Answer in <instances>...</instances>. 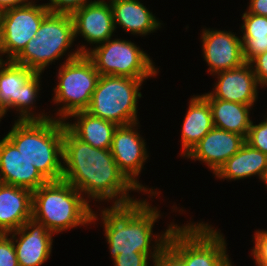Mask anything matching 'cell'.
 <instances>
[{"instance_id":"cell-1","label":"cell","mask_w":267,"mask_h":266,"mask_svg":"<svg viewBox=\"0 0 267 266\" xmlns=\"http://www.w3.org/2000/svg\"><path fill=\"white\" fill-rule=\"evenodd\" d=\"M62 158V180L76 188L88 202L91 198L102 202L112 200V206H127L140 200L129 196V191L140 190L119 170L110 149L84 143L65 123Z\"/></svg>"},{"instance_id":"cell-2","label":"cell","mask_w":267,"mask_h":266,"mask_svg":"<svg viewBox=\"0 0 267 266\" xmlns=\"http://www.w3.org/2000/svg\"><path fill=\"white\" fill-rule=\"evenodd\" d=\"M100 214L112 259L121 253L139 252L153 260L177 225L171 222L161 236L155 235L152 229L161 215L158 208L152 207L146 199L127 206L103 208Z\"/></svg>"},{"instance_id":"cell-3","label":"cell","mask_w":267,"mask_h":266,"mask_svg":"<svg viewBox=\"0 0 267 266\" xmlns=\"http://www.w3.org/2000/svg\"><path fill=\"white\" fill-rule=\"evenodd\" d=\"M5 135L47 181L62 180L64 121L16 120Z\"/></svg>"},{"instance_id":"cell-4","label":"cell","mask_w":267,"mask_h":266,"mask_svg":"<svg viewBox=\"0 0 267 266\" xmlns=\"http://www.w3.org/2000/svg\"><path fill=\"white\" fill-rule=\"evenodd\" d=\"M32 219L53 234L98 220L89 202L70 183L48 181L32 192Z\"/></svg>"},{"instance_id":"cell-5","label":"cell","mask_w":267,"mask_h":266,"mask_svg":"<svg viewBox=\"0 0 267 266\" xmlns=\"http://www.w3.org/2000/svg\"><path fill=\"white\" fill-rule=\"evenodd\" d=\"M60 66L58 85L53 88V102L62 106L58 108L57 119L66 121L71 114L88 109L100 74L93 62L79 50L68 53Z\"/></svg>"},{"instance_id":"cell-6","label":"cell","mask_w":267,"mask_h":266,"mask_svg":"<svg viewBox=\"0 0 267 266\" xmlns=\"http://www.w3.org/2000/svg\"><path fill=\"white\" fill-rule=\"evenodd\" d=\"M224 236L208 223L176 225L167 245L185 266H232Z\"/></svg>"},{"instance_id":"cell-7","label":"cell","mask_w":267,"mask_h":266,"mask_svg":"<svg viewBox=\"0 0 267 266\" xmlns=\"http://www.w3.org/2000/svg\"><path fill=\"white\" fill-rule=\"evenodd\" d=\"M74 40L71 14L49 12L43 18L36 36L29 40L13 61L42 74L47 66L64 56Z\"/></svg>"},{"instance_id":"cell-8","label":"cell","mask_w":267,"mask_h":266,"mask_svg":"<svg viewBox=\"0 0 267 266\" xmlns=\"http://www.w3.org/2000/svg\"><path fill=\"white\" fill-rule=\"evenodd\" d=\"M144 80L100 75L86 111L118 126L138 122L137 101L142 97L139 91Z\"/></svg>"},{"instance_id":"cell-9","label":"cell","mask_w":267,"mask_h":266,"mask_svg":"<svg viewBox=\"0 0 267 266\" xmlns=\"http://www.w3.org/2000/svg\"><path fill=\"white\" fill-rule=\"evenodd\" d=\"M85 46L82 45L77 50L93 62L100 75L148 79L159 73L150 56L129 40L110 38L91 49Z\"/></svg>"},{"instance_id":"cell-10","label":"cell","mask_w":267,"mask_h":266,"mask_svg":"<svg viewBox=\"0 0 267 266\" xmlns=\"http://www.w3.org/2000/svg\"><path fill=\"white\" fill-rule=\"evenodd\" d=\"M41 73L16 64L13 60H4L0 64V102L8 112L15 109L19 113L17 120H47L53 116L33 113V106L40 91ZM33 107V108H32ZM9 109V110H8ZM33 109V110H32ZM35 114V115H34Z\"/></svg>"},{"instance_id":"cell-11","label":"cell","mask_w":267,"mask_h":266,"mask_svg":"<svg viewBox=\"0 0 267 266\" xmlns=\"http://www.w3.org/2000/svg\"><path fill=\"white\" fill-rule=\"evenodd\" d=\"M50 12L46 3L25 4L6 9L0 16V54L3 59L14 60L26 47L30 39L36 36L43 18Z\"/></svg>"},{"instance_id":"cell-12","label":"cell","mask_w":267,"mask_h":266,"mask_svg":"<svg viewBox=\"0 0 267 266\" xmlns=\"http://www.w3.org/2000/svg\"><path fill=\"white\" fill-rule=\"evenodd\" d=\"M138 122L119 125L113 135L110 151L119 170L126 176V178L140 190V192H146L148 195L156 196L157 190L140 184L138 176L143 169V164L148 159L146 142L138 132ZM153 190V191H152Z\"/></svg>"},{"instance_id":"cell-13","label":"cell","mask_w":267,"mask_h":266,"mask_svg":"<svg viewBox=\"0 0 267 266\" xmlns=\"http://www.w3.org/2000/svg\"><path fill=\"white\" fill-rule=\"evenodd\" d=\"M235 35L231 31L203 29L202 54L211 75L245 63L241 37Z\"/></svg>"},{"instance_id":"cell-14","label":"cell","mask_w":267,"mask_h":266,"mask_svg":"<svg viewBox=\"0 0 267 266\" xmlns=\"http://www.w3.org/2000/svg\"><path fill=\"white\" fill-rule=\"evenodd\" d=\"M8 235L12 238L19 266H41L51 255L54 234L44 224L30 219Z\"/></svg>"},{"instance_id":"cell-15","label":"cell","mask_w":267,"mask_h":266,"mask_svg":"<svg viewBox=\"0 0 267 266\" xmlns=\"http://www.w3.org/2000/svg\"><path fill=\"white\" fill-rule=\"evenodd\" d=\"M74 38L82 36L86 42L99 45L112 37L115 30L110 2L94 0L72 14Z\"/></svg>"},{"instance_id":"cell-16","label":"cell","mask_w":267,"mask_h":266,"mask_svg":"<svg viewBox=\"0 0 267 266\" xmlns=\"http://www.w3.org/2000/svg\"><path fill=\"white\" fill-rule=\"evenodd\" d=\"M244 143V136L213 127L185 157L204 162L215 174Z\"/></svg>"},{"instance_id":"cell-17","label":"cell","mask_w":267,"mask_h":266,"mask_svg":"<svg viewBox=\"0 0 267 266\" xmlns=\"http://www.w3.org/2000/svg\"><path fill=\"white\" fill-rule=\"evenodd\" d=\"M217 75V82L209 94L215 99L236 102L245 105H254L258 99V82L250 63L221 71Z\"/></svg>"},{"instance_id":"cell-18","label":"cell","mask_w":267,"mask_h":266,"mask_svg":"<svg viewBox=\"0 0 267 266\" xmlns=\"http://www.w3.org/2000/svg\"><path fill=\"white\" fill-rule=\"evenodd\" d=\"M0 182L33 192L48 181L5 136L0 140Z\"/></svg>"},{"instance_id":"cell-19","label":"cell","mask_w":267,"mask_h":266,"mask_svg":"<svg viewBox=\"0 0 267 266\" xmlns=\"http://www.w3.org/2000/svg\"><path fill=\"white\" fill-rule=\"evenodd\" d=\"M32 219V191L0 183V234H9Z\"/></svg>"},{"instance_id":"cell-20","label":"cell","mask_w":267,"mask_h":266,"mask_svg":"<svg viewBox=\"0 0 267 266\" xmlns=\"http://www.w3.org/2000/svg\"><path fill=\"white\" fill-rule=\"evenodd\" d=\"M115 29L119 25L133 35L146 36L161 27L156 16L139 0H110Z\"/></svg>"},{"instance_id":"cell-21","label":"cell","mask_w":267,"mask_h":266,"mask_svg":"<svg viewBox=\"0 0 267 266\" xmlns=\"http://www.w3.org/2000/svg\"><path fill=\"white\" fill-rule=\"evenodd\" d=\"M223 180H240L257 175L267 184V154L251 147L246 142L214 174Z\"/></svg>"},{"instance_id":"cell-22","label":"cell","mask_w":267,"mask_h":266,"mask_svg":"<svg viewBox=\"0 0 267 266\" xmlns=\"http://www.w3.org/2000/svg\"><path fill=\"white\" fill-rule=\"evenodd\" d=\"M74 118L76 121L70 123L64 121L66 128L78 139L84 143L90 144L92 147L99 149H110L112 139L117 124L96 117L87 111H78L71 114L69 118Z\"/></svg>"},{"instance_id":"cell-23","label":"cell","mask_w":267,"mask_h":266,"mask_svg":"<svg viewBox=\"0 0 267 266\" xmlns=\"http://www.w3.org/2000/svg\"><path fill=\"white\" fill-rule=\"evenodd\" d=\"M187 109L181 130L182 157L214 127L211 107L202 95H193Z\"/></svg>"},{"instance_id":"cell-24","label":"cell","mask_w":267,"mask_h":266,"mask_svg":"<svg viewBox=\"0 0 267 266\" xmlns=\"http://www.w3.org/2000/svg\"><path fill=\"white\" fill-rule=\"evenodd\" d=\"M202 96L211 107L214 127L247 137L252 122L250 110L254 105L215 99L209 93Z\"/></svg>"},{"instance_id":"cell-25","label":"cell","mask_w":267,"mask_h":266,"mask_svg":"<svg viewBox=\"0 0 267 266\" xmlns=\"http://www.w3.org/2000/svg\"><path fill=\"white\" fill-rule=\"evenodd\" d=\"M241 35L245 62L267 52V17L245 11L242 15Z\"/></svg>"},{"instance_id":"cell-26","label":"cell","mask_w":267,"mask_h":266,"mask_svg":"<svg viewBox=\"0 0 267 266\" xmlns=\"http://www.w3.org/2000/svg\"><path fill=\"white\" fill-rule=\"evenodd\" d=\"M245 142L251 147L267 154V118L259 124L251 122Z\"/></svg>"},{"instance_id":"cell-27","label":"cell","mask_w":267,"mask_h":266,"mask_svg":"<svg viewBox=\"0 0 267 266\" xmlns=\"http://www.w3.org/2000/svg\"><path fill=\"white\" fill-rule=\"evenodd\" d=\"M0 266H19L12 238L0 234Z\"/></svg>"},{"instance_id":"cell-28","label":"cell","mask_w":267,"mask_h":266,"mask_svg":"<svg viewBox=\"0 0 267 266\" xmlns=\"http://www.w3.org/2000/svg\"><path fill=\"white\" fill-rule=\"evenodd\" d=\"M46 3L47 8L53 13L72 14L75 10L84 7L94 1L90 0H49Z\"/></svg>"},{"instance_id":"cell-29","label":"cell","mask_w":267,"mask_h":266,"mask_svg":"<svg viewBox=\"0 0 267 266\" xmlns=\"http://www.w3.org/2000/svg\"><path fill=\"white\" fill-rule=\"evenodd\" d=\"M151 259L145 253L132 252L127 254H118L114 259V266H148V260Z\"/></svg>"},{"instance_id":"cell-30","label":"cell","mask_w":267,"mask_h":266,"mask_svg":"<svg viewBox=\"0 0 267 266\" xmlns=\"http://www.w3.org/2000/svg\"><path fill=\"white\" fill-rule=\"evenodd\" d=\"M152 262L153 266H185L183 260L167 244Z\"/></svg>"},{"instance_id":"cell-31","label":"cell","mask_w":267,"mask_h":266,"mask_svg":"<svg viewBox=\"0 0 267 266\" xmlns=\"http://www.w3.org/2000/svg\"><path fill=\"white\" fill-rule=\"evenodd\" d=\"M258 84L263 88L267 86V52L254 57L250 62Z\"/></svg>"},{"instance_id":"cell-32","label":"cell","mask_w":267,"mask_h":266,"mask_svg":"<svg viewBox=\"0 0 267 266\" xmlns=\"http://www.w3.org/2000/svg\"><path fill=\"white\" fill-rule=\"evenodd\" d=\"M254 247L251 250L252 258L267 259V230H257L253 237Z\"/></svg>"},{"instance_id":"cell-33","label":"cell","mask_w":267,"mask_h":266,"mask_svg":"<svg viewBox=\"0 0 267 266\" xmlns=\"http://www.w3.org/2000/svg\"><path fill=\"white\" fill-rule=\"evenodd\" d=\"M247 12L267 17V0H250Z\"/></svg>"},{"instance_id":"cell-34","label":"cell","mask_w":267,"mask_h":266,"mask_svg":"<svg viewBox=\"0 0 267 266\" xmlns=\"http://www.w3.org/2000/svg\"><path fill=\"white\" fill-rule=\"evenodd\" d=\"M27 0H0V11L23 5Z\"/></svg>"},{"instance_id":"cell-35","label":"cell","mask_w":267,"mask_h":266,"mask_svg":"<svg viewBox=\"0 0 267 266\" xmlns=\"http://www.w3.org/2000/svg\"><path fill=\"white\" fill-rule=\"evenodd\" d=\"M257 266H267V259H254Z\"/></svg>"},{"instance_id":"cell-36","label":"cell","mask_w":267,"mask_h":266,"mask_svg":"<svg viewBox=\"0 0 267 266\" xmlns=\"http://www.w3.org/2000/svg\"><path fill=\"white\" fill-rule=\"evenodd\" d=\"M6 114H7V111L0 102V121H1L2 117H4Z\"/></svg>"},{"instance_id":"cell-37","label":"cell","mask_w":267,"mask_h":266,"mask_svg":"<svg viewBox=\"0 0 267 266\" xmlns=\"http://www.w3.org/2000/svg\"><path fill=\"white\" fill-rule=\"evenodd\" d=\"M3 61H4V60L2 59L1 54H0V64H1Z\"/></svg>"}]
</instances>
